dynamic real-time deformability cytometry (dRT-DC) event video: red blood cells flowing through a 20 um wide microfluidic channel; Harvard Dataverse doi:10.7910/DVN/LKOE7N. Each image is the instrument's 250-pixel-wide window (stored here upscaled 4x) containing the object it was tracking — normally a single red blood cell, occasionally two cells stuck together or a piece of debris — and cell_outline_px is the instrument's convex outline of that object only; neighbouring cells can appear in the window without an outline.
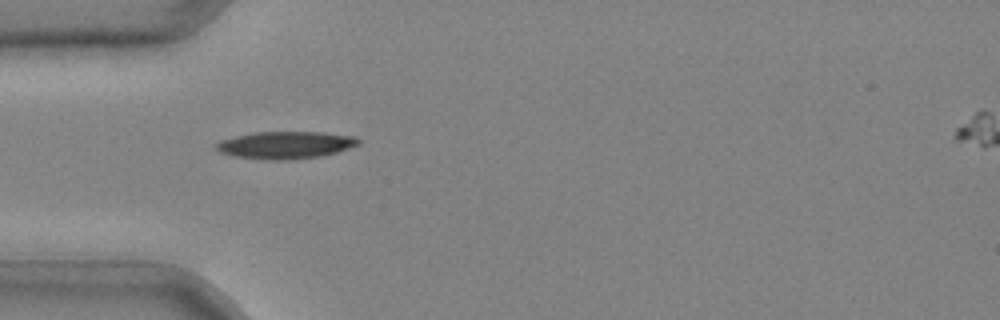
{"species": "common noctule bat (a hibernating species)", "species_latin": "Nyctalus noctula", "temperature_condition": "cold", "stored_images_in_passage": 28, "camera_frame_rate_fps": 3000, "um_per_image_px": 0.085, "animal": {"sex": "male", "body_mass_g": 20.4}, "frame": {"image": 1, "passage_image": 1, "time_ms": 0.0, "image_size_px": [1000, 320], "cell_outline_px": [[360, 144], [336, 152], [320, 156], [292, 160], [268, 160], [236, 156], [220, 152], [216, 148], [216, 144], [220, 140], [236, 136], [256, 132], [324, 132], [356, 136], [360, 140]], "centroid_in_image_um": [24.3, 12.32], "position_along_channel_um": 60.7, "area_um2": 22.6}}
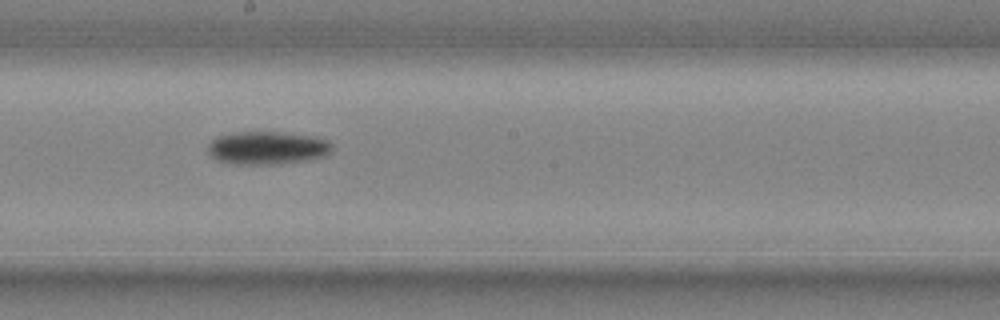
{"frame": {"image": 2, "passage_image": 12, "time_ms": 3.667, "image_size_px": [1000, 320], "cell_outline_px": [[332, 152], [324, 156], [308, 160], [280, 164], [236, 164], [216, 160], [208, 152], [208, 144], [216, 136], [232, 132], [280, 132], [320, 136], [328, 140], [332, 144]], "centroid_in_image_um": [22.75, 12.56], "position_along_channel_um": 225.4, "area_um2": 24.33}}
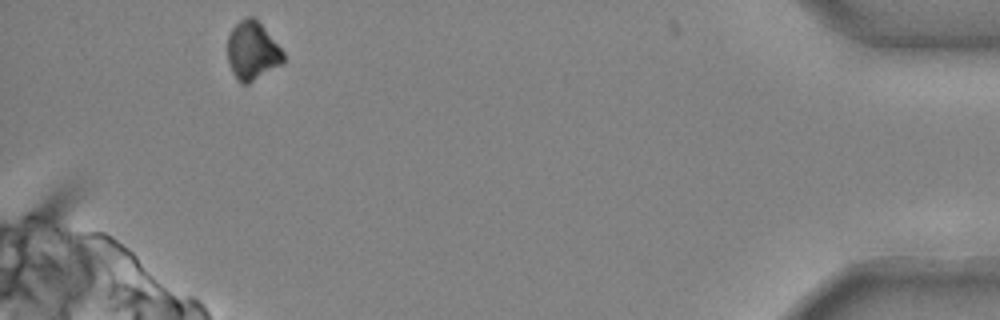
{"frame": {"image": 3, "passage_image": 28, "time_ms": 9.0, "image_size_px": [1000, 320], "cell_outline_px": [[284, 64], [248, 84], [240, 84], [236, 80], [228, 64], [228, 36], [232, 28], [244, 16], [252, 16], [264, 28], [284, 52]], "centroid_in_image_um": [21.45, 4.36], "position_along_channel_um": 413.8, "area_um2": 19.19}}